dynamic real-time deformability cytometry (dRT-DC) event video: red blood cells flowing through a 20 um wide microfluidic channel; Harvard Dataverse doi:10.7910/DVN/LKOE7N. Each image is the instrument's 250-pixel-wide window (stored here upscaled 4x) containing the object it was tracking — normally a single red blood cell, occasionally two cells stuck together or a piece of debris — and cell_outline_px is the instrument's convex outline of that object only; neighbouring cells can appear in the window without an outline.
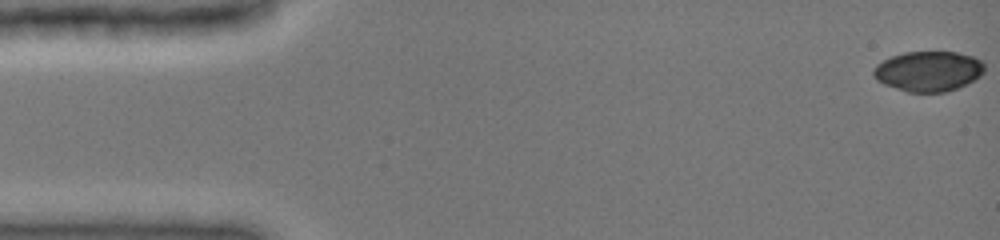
{"species": "common noctule bat (a hibernating species)", "species_latin": "Nyctalus noctula", "temperature_condition": "cold", "stored_images_in_passage": 13, "camera_frame_rate_fps": 3000, "um_per_image_px": 0.085, "animal": {"sex": "female", "body_mass_g": 19.0, "forearm_length_mm": 51.5}, "frame": {"image": 1, "passage_image": 1, "time_ms": 0.0, "image_size_px": [1000, 240], "cell_outline_px": [[984, 72], [980, 76], [956, 88], [944, 92], [908, 92], [884, 84], [876, 80], [872, 76], [872, 68], [876, 64], [892, 56], [904, 52], [956, 52], [972, 56], [980, 60], [984, 64]], "centroid_in_image_um": [78.87, 6.05], "position_along_channel_um": 6.1, "area_um2": 25.89}}
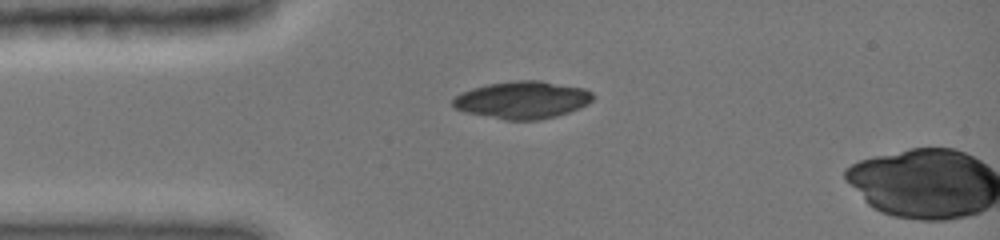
{"frame": {"image": 2, "passage_image": 12, "time_ms": 3.667, "image_size_px": [1000, 240], "cell_outline_px": [[596, 96], [588, 104], [580, 108], [556, 116], [540, 120], [504, 120], [464, 112], [456, 108], [452, 104], [452, 100], [460, 92], [472, 88], [488, 84], [516, 80], [540, 80], [584, 88], [592, 92]], "centroid_in_image_um": [44.41, 8.49], "position_along_channel_um": 40.6, "area_um2": 30.75}}